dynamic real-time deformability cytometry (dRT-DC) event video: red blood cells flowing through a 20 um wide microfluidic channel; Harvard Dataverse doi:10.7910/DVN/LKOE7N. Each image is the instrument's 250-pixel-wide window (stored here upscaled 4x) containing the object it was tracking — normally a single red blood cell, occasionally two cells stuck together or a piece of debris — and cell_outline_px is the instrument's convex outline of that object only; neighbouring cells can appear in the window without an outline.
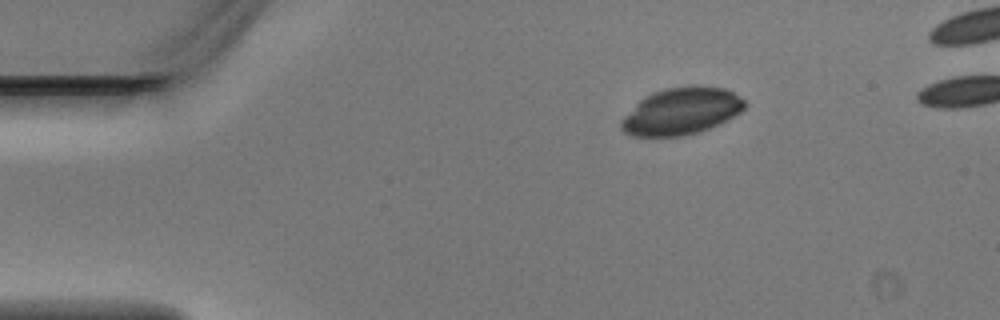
{"species": "Egyptian fruit bat (a non-hibernating species)", "species_latin": "Rousettus aegyptiacus", "temperature_condition": "warm", "stored_images_in_passage": 5, "camera_frame_rate_fps": 3000, "um_per_image_px": 0.085, "animal": {"sex": "male"}, "frame": {"image": 1, "passage_image": 3, "time_ms": 0.667, "image_size_px": [1000, 320], "cell_outline_px": [[748, 104], [740, 112], [708, 128], [696, 132], [680, 136], [632, 136], [624, 132], [620, 128], [620, 120], [640, 100], [652, 92], [664, 88], [688, 84], [724, 88], [732, 92], [744, 100]], "centroid_in_image_um": [57.88, 9.43], "position_along_channel_um": 27.1, "area_um2": 33.64}}